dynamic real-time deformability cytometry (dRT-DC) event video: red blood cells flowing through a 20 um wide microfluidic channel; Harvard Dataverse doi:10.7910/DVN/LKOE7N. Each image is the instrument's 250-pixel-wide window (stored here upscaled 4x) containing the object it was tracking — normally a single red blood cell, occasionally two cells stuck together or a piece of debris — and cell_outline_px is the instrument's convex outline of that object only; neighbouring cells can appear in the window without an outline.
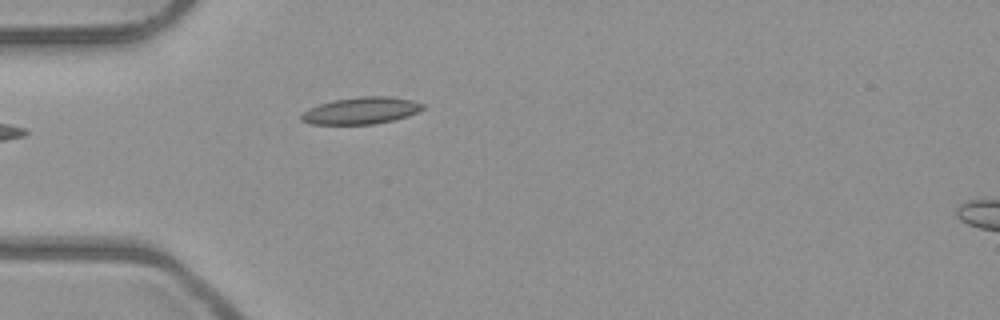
{"species": "common noctule bat (a hibernating species)", "species_latin": "Nyctalus noctula", "temperature_condition": "room temperature", "stored_images_in_passage": 3, "camera_frame_rate_fps": 3000, "um_per_image_px": 0.085, "animal": {"sex": "male", "body_mass_g": 23.1, "forearm_length_mm": 52.7}, "frame": {"image": 1, "passage_image": 2, "time_ms": 0.333, "image_size_px": [1000, 320], "cell_outline_px": [[424, 108], [408, 116], [392, 120], [372, 124], [312, 124], [300, 120], [300, 116], [308, 108], [332, 100], [360, 96], [388, 96], [412, 100], [424, 104]], "centroid_in_image_um": [30.68, 9.39], "position_along_channel_um": 54.3, "area_um2": 18.96}}